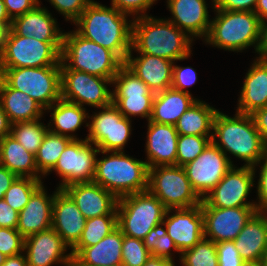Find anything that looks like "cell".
I'll return each instance as SVG.
<instances>
[{
  "instance_id": "obj_1",
  "label": "cell",
  "mask_w": 267,
  "mask_h": 266,
  "mask_svg": "<svg viewBox=\"0 0 267 266\" xmlns=\"http://www.w3.org/2000/svg\"><path fill=\"white\" fill-rule=\"evenodd\" d=\"M126 21V14L115 7L107 8L92 1L75 21L80 27L76 32L111 50L125 62L132 51V24Z\"/></svg>"
},
{
  "instance_id": "obj_2",
  "label": "cell",
  "mask_w": 267,
  "mask_h": 266,
  "mask_svg": "<svg viewBox=\"0 0 267 266\" xmlns=\"http://www.w3.org/2000/svg\"><path fill=\"white\" fill-rule=\"evenodd\" d=\"M184 32L169 20L138 17L132 22V48L170 61L183 60L190 56L192 41Z\"/></svg>"
},
{
  "instance_id": "obj_3",
  "label": "cell",
  "mask_w": 267,
  "mask_h": 266,
  "mask_svg": "<svg viewBox=\"0 0 267 266\" xmlns=\"http://www.w3.org/2000/svg\"><path fill=\"white\" fill-rule=\"evenodd\" d=\"M213 130L222 145L216 142L215 135L212 143L219 147L224 154L231 152L234 156L245 160V166L254 167L259 164L267 153L261 134L257 130L251 115L237 112L234 118L217 111L213 120Z\"/></svg>"
},
{
  "instance_id": "obj_4",
  "label": "cell",
  "mask_w": 267,
  "mask_h": 266,
  "mask_svg": "<svg viewBox=\"0 0 267 266\" xmlns=\"http://www.w3.org/2000/svg\"><path fill=\"white\" fill-rule=\"evenodd\" d=\"M149 167L146 162L136 160L113 151L112 155L96 160L94 183L114 194L118 199L148 190Z\"/></svg>"
},
{
  "instance_id": "obj_5",
  "label": "cell",
  "mask_w": 267,
  "mask_h": 266,
  "mask_svg": "<svg viewBox=\"0 0 267 266\" xmlns=\"http://www.w3.org/2000/svg\"><path fill=\"white\" fill-rule=\"evenodd\" d=\"M60 60L67 69L83 71L111 81L124 65L114 52L85 39L76 31L64 33ZM68 60L70 63L67 65L65 61Z\"/></svg>"
},
{
  "instance_id": "obj_6",
  "label": "cell",
  "mask_w": 267,
  "mask_h": 266,
  "mask_svg": "<svg viewBox=\"0 0 267 266\" xmlns=\"http://www.w3.org/2000/svg\"><path fill=\"white\" fill-rule=\"evenodd\" d=\"M218 16L211 21L206 41L219 48L239 51L255 44L258 52L262 22L252 11L217 10Z\"/></svg>"
},
{
  "instance_id": "obj_7",
  "label": "cell",
  "mask_w": 267,
  "mask_h": 266,
  "mask_svg": "<svg viewBox=\"0 0 267 266\" xmlns=\"http://www.w3.org/2000/svg\"><path fill=\"white\" fill-rule=\"evenodd\" d=\"M117 226L130 237L143 240L156 225L162 224L170 210L149 190L118 199Z\"/></svg>"
},
{
  "instance_id": "obj_8",
  "label": "cell",
  "mask_w": 267,
  "mask_h": 266,
  "mask_svg": "<svg viewBox=\"0 0 267 266\" xmlns=\"http://www.w3.org/2000/svg\"><path fill=\"white\" fill-rule=\"evenodd\" d=\"M0 78L10 88L26 93L45 110L61 98L60 66L0 68Z\"/></svg>"
},
{
  "instance_id": "obj_9",
  "label": "cell",
  "mask_w": 267,
  "mask_h": 266,
  "mask_svg": "<svg viewBox=\"0 0 267 266\" xmlns=\"http://www.w3.org/2000/svg\"><path fill=\"white\" fill-rule=\"evenodd\" d=\"M63 42H43L8 30L0 68L61 66Z\"/></svg>"
},
{
  "instance_id": "obj_10",
  "label": "cell",
  "mask_w": 267,
  "mask_h": 266,
  "mask_svg": "<svg viewBox=\"0 0 267 266\" xmlns=\"http://www.w3.org/2000/svg\"><path fill=\"white\" fill-rule=\"evenodd\" d=\"M159 167L149 168L148 190L167 209L191 208L201 204L202 198L192 188L182 166Z\"/></svg>"
},
{
  "instance_id": "obj_11",
  "label": "cell",
  "mask_w": 267,
  "mask_h": 266,
  "mask_svg": "<svg viewBox=\"0 0 267 266\" xmlns=\"http://www.w3.org/2000/svg\"><path fill=\"white\" fill-rule=\"evenodd\" d=\"M117 84L112 93V104L126 118L140 115L150 120L155 93L148 85L123 65L113 77ZM129 114V115H128Z\"/></svg>"
},
{
  "instance_id": "obj_12",
  "label": "cell",
  "mask_w": 267,
  "mask_h": 266,
  "mask_svg": "<svg viewBox=\"0 0 267 266\" xmlns=\"http://www.w3.org/2000/svg\"><path fill=\"white\" fill-rule=\"evenodd\" d=\"M61 98L82 106V103L102 108L112 103V93L106 83L108 78L94 76L83 71L67 69L61 62ZM78 99L77 101H75Z\"/></svg>"
},
{
  "instance_id": "obj_13",
  "label": "cell",
  "mask_w": 267,
  "mask_h": 266,
  "mask_svg": "<svg viewBox=\"0 0 267 266\" xmlns=\"http://www.w3.org/2000/svg\"><path fill=\"white\" fill-rule=\"evenodd\" d=\"M95 114L89 126L88 142H92L103 154L121 151L130 135V119L124 117L111 103Z\"/></svg>"
},
{
  "instance_id": "obj_14",
  "label": "cell",
  "mask_w": 267,
  "mask_h": 266,
  "mask_svg": "<svg viewBox=\"0 0 267 266\" xmlns=\"http://www.w3.org/2000/svg\"><path fill=\"white\" fill-rule=\"evenodd\" d=\"M91 145L86 139H73L63 150L53 168L63 179L59 189L74 183L93 182L96 153L100 151Z\"/></svg>"
},
{
  "instance_id": "obj_15",
  "label": "cell",
  "mask_w": 267,
  "mask_h": 266,
  "mask_svg": "<svg viewBox=\"0 0 267 266\" xmlns=\"http://www.w3.org/2000/svg\"><path fill=\"white\" fill-rule=\"evenodd\" d=\"M232 166L227 155L211 142L198 157L183 168L192 188L200 198H204Z\"/></svg>"
},
{
  "instance_id": "obj_16",
  "label": "cell",
  "mask_w": 267,
  "mask_h": 266,
  "mask_svg": "<svg viewBox=\"0 0 267 266\" xmlns=\"http://www.w3.org/2000/svg\"><path fill=\"white\" fill-rule=\"evenodd\" d=\"M254 167L243 166L235 169L233 166L209 192L202 198L201 206L217 208L256 207V204L246 203L245 199L253 186Z\"/></svg>"
},
{
  "instance_id": "obj_17",
  "label": "cell",
  "mask_w": 267,
  "mask_h": 266,
  "mask_svg": "<svg viewBox=\"0 0 267 266\" xmlns=\"http://www.w3.org/2000/svg\"><path fill=\"white\" fill-rule=\"evenodd\" d=\"M204 237L210 236L215 243L234 241L247 221L256 212V207L217 208L201 206Z\"/></svg>"
},
{
  "instance_id": "obj_18",
  "label": "cell",
  "mask_w": 267,
  "mask_h": 266,
  "mask_svg": "<svg viewBox=\"0 0 267 266\" xmlns=\"http://www.w3.org/2000/svg\"><path fill=\"white\" fill-rule=\"evenodd\" d=\"M63 190L86 219L101 215H117L118 198L97 183H74Z\"/></svg>"
},
{
  "instance_id": "obj_19",
  "label": "cell",
  "mask_w": 267,
  "mask_h": 266,
  "mask_svg": "<svg viewBox=\"0 0 267 266\" xmlns=\"http://www.w3.org/2000/svg\"><path fill=\"white\" fill-rule=\"evenodd\" d=\"M67 246L52 227L32 234L24 239V250L28 249L27 264L28 266H51L58 261L66 266H72V254L62 255Z\"/></svg>"
},
{
  "instance_id": "obj_20",
  "label": "cell",
  "mask_w": 267,
  "mask_h": 266,
  "mask_svg": "<svg viewBox=\"0 0 267 266\" xmlns=\"http://www.w3.org/2000/svg\"><path fill=\"white\" fill-rule=\"evenodd\" d=\"M167 234L174 241L178 251L194 247L204 238L203 214L201 204L191 208H178L176 214L163 220Z\"/></svg>"
},
{
  "instance_id": "obj_21",
  "label": "cell",
  "mask_w": 267,
  "mask_h": 266,
  "mask_svg": "<svg viewBox=\"0 0 267 266\" xmlns=\"http://www.w3.org/2000/svg\"><path fill=\"white\" fill-rule=\"evenodd\" d=\"M57 190L54 194L51 227L73 248L81 238L86 218L63 189Z\"/></svg>"
},
{
  "instance_id": "obj_22",
  "label": "cell",
  "mask_w": 267,
  "mask_h": 266,
  "mask_svg": "<svg viewBox=\"0 0 267 266\" xmlns=\"http://www.w3.org/2000/svg\"><path fill=\"white\" fill-rule=\"evenodd\" d=\"M173 62L154 55L141 54L132 58L131 51L127 55L124 65L137 77L145 82L149 89L156 93L172 86Z\"/></svg>"
},
{
  "instance_id": "obj_23",
  "label": "cell",
  "mask_w": 267,
  "mask_h": 266,
  "mask_svg": "<svg viewBox=\"0 0 267 266\" xmlns=\"http://www.w3.org/2000/svg\"><path fill=\"white\" fill-rule=\"evenodd\" d=\"M146 151L148 167L176 165L179 134L173 125L159 124L149 120Z\"/></svg>"
},
{
  "instance_id": "obj_24",
  "label": "cell",
  "mask_w": 267,
  "mask_h": 266,
  "mask_svg": "<svg viewBox=\"0 0 267 266\" xmlns=\"http://www.w3.org/2000/svg\"><path fill=\"white\" fill-rule=\"evenodd\" d=\"M53 197H47L41 185L19 212L17 230L26 238L52 226Z\"/></svg>"
},
{
  "instance_id": "obj_25",
  "label": "cell",
  "mask_w": 267,
  "mask_h": 266,
  "mask_svg": "<svg viewBox=\"0 0 267 266\" xmlns=\"http://www.w3.org/2000/svg\"><path fill=\"white\" fill-rule=\"evenodd\" d=\"M10 29L19 36H29L43 42H63V33L46 9L37 5L33 10L12 19Z\"/></svg>"
},
{
  "instance_id": "obj_26",
  "label": "cell",
  "mask_w": 267,
  "mask_h": 266,
  "mask_svg": "<svg viewBox=\"0 0 267 266\" xmlns=\"http://www.w3.org/2000/svg\"><path fill=\"white\" fill-rule=\"evenodd\" d=\"M256 211L235 240L241 259L261 263L267 251V217Z\"/></svg>"
},
{
  "instance_id": "obj_27",
  "label": "cell",
  "mask_w": 267,
  "mask_h": 266,
  "mask_svg": "<svg viewBox=\"0 0 267 266\" xmlns=\"http://www.w3.org/2000/svg\"><path fill=\"white\" fill-rule=\"evenodd\" d=\"M123 233L117 227L96 245L83 247L72 266H110L122 264Z\"/></svg>"
},
{
  "instance_id": "obj_28",
  "label": "cell",
  "mask_w": 267,
  "mask_h": 266,
  "mask_svg": "<svg viewBox=\"0 0 267 266\" xmlns=\"http://www.w3.org/2000/svg\"><path fill=\"white\" fill-rule=\"evenodd\" d=\"M167 3L174 16V20H169L171 23L193 36L207 37L211 22L204 0H168Z\"/></svg>"
},
{
  "instance_id": "obj_29",
  "label": "cell",
  "mask_w": 267,
  "mask_h": 266,
  "mask_svg": "<svg viewBox=\"0 0 267 266\" xmlns=\"http://www.w3.org/2000/svg\"><path fill=\"white\" fill-rule=\"evenodd\" d=\"M266 106L267 61L258 59L246 75L237 112L250 115Z\"/></svg>"
},
{
  "instance_id": "obj_30",
  "label": "cell",
  "mask_w": 267,
  "mask_h": 266,
  "mask_svg": "<svg viewBox=\"0 0 267 266\" xmlns=\"http://www.w3.org/2000/svg\"><path fill=\"white\" fill-rule=\"evenodd\" d=\"M195 101L190 93L182 92L172 87L156 93L150 121L175 126L180 116Z\"/></svg>"
},
{
  "instance_id": "obj_31",
  "label": "cell",
  "mask_w": 267,
  "mask_h": 266,
  "mask_svg": "<svg viewBox=\"0 0 267 266\" xmlns=\"http://www.w3.org/2000/svg\"><path fill=\"white\" fill-rule=\"evenodd\" d=\"M0 104L11 124L39 119L44 108L33 98L10 88L0 78Z\"/></svg>"
},
{
  "instance_id": "obj_32",
  "label": "cell",
  "mask_w": 267,
  "mask_h": 266,
  "mask_svg": "<svg viewBox=\"0 0 267 266\" xmlns=\"http://www.w3.org/2000/svg\"><path fill=\"white\" fill-rule=\"evenodd\" d=\"M2 165L17 177H28L40 180L35 155L27 151L12 135L0 141ZM29 172V173H27ZM36 172V173H35Z\"/></svg>"
},
{
  "instance_id": "obj_33",
  "label": "cell",
  "mask_w": 267,
  "mask_h": 266,
  "mask_svg": "<svg viewBox=\"0 0 267 266\" xmlns=\"http://www.w3.org/2000/svg\"><path fill=\"white\" fill-rule=\"evenodd\" d=\"M218 110L196 100L178 119L175 128L179 135L213 136V120ZM208 134V135H207Z\"/></svg>"
},
{
  "instance_id": "obj_34",
  "label": "cell",
  "mask_w": 267,
  "mask_h": 266,
  "mask_svg": "<svg viewBox=\"0 0 267 266\" xmlns=\"http://www.w3.org/2000/svg\"><path fill=\"white\" fill-rule=\"evenodd\" d=\"M56 102L57 104L55 106L51 105L47 109H54L51 114L57 130H50V128H48L49 131L59 135L69 136L72 139H77L74 138V136L65 134V132H74L80 127L84 119L87 117L85 108L62 98Z\"/></svg>"
},
{
  "instance_id": "obj_35",
  "label": "cell",
  "mask_w": 267,
  "mask_h": 266,
  "mask_svg": "<svg viewBox=\"0 0 267 266\" xmlns=\"http://www.w3.org/2000/svg\"><path fill=\"white\" fill-rule=\"evenodd\" d=\"M72 140L69 136L59 135L48 130L35 154L38 172L46 174L52 171L61 153Z\"/></svg>"
},
{
  "instance_id": "obj_36",
  "label": "cell",
  "mask_w": 267,
  "mask_h": 266,
  "mask_svg": "<svg viewBox=\"0 0 267 266\" xmlns=\"http://www.w3.org/2000/svg\"><path fill=\"white\" fill-rule=\"evenodd\" d=\"M117 215H101L86 219L85 228L78 243L72 248L74 257L83 247L96 245L117 228Z\"/></svg>"
},
{
  "instance_id": "obj_37",
  "label": "cell",
  "mask_w": 267,
  "mask_h": 266,
  "mask_svg": "<svg viewBox=\"0 0 267 266\" xmlns=\"http://www.w3.org/2000/svg\"><path fill=\"white\" fill-rule=\"evenodd\" d=\"M49 129L38 119L11 124V134L27 151L37 153Z\"/></svg>"
},
{
  "instance_id": "obj_38",
  "label": "cell",
  "mask_w": 267,
  "mask_h": 266,
  "mask_svg": "<svg viewBox=\"0 0 267 266\" xmlns=\"http://www.w3.org/2000/svg\"><path fill=\"white\" fill-rule=\"evenodd\" d=\"M42 185L41 180L17 177L4 195V200L14 210L20 212L28 203L32 194Z\"/></svg>"
},
{
  "instance_id": "obj_39",
  "label": "cell",
  "mask_w": 267,
  "mask_h": 266,
  "mask_svg": "<svg viewBox=\"0 0 267 266\" xmlns=\"http://www.w3.org/2000/svg\"><path fill=\"white\" fill-rule=\"evenodd\" d=\"M181 254L184 266H219L216 243L206 237Z\"/></svg>"
},
{
  "instance_id": "obj_40",
  "label": "cell",
  "mask_w": 267,
  "mask_h": 266,
  "mask_svg": "<svg viewBox=\"0 0 267 266\" xmlns=\"http://www.w3.org/2000/svg\"><path fill=\"white\" fill-rule=\"evenodd\" d=\"M212 142V136L179 135L176 165L184 166L198 157Z\"/></svg>"
},
{
  "instance_id": "obj_41",
  "label": "cell",
  "mask_w": 267,
  "mask_h": 266,
  "mask_svg": "<svg viewBox=\"0 0 267 266\" xmlns=\"http://www.w3.org/2000/svg\"><path fill=\"white\" fill-rule=\"evenodd\" d=\"M159 224L156 225L143 239L146 249L151 256L172 259L170 248L178 251L174 241L167 234V229H163Z\"/></svg>"
},
{
  "instance_id": "obj_42",
  "label": "cell",
  "mask_w": 267,
  "mask_h": 266,
  "mask_svg": "<svg viewBox=\"0 0 267 266\" xmlns=\"http://www.w3.org/2000/svg\"><path fill=\"white\" fill-rule=\"evenodd\" d=\"M121 250L123 266H143L151 256L143 240L127 235H123Z\"/></svg>"
},
{
  "instance_id": "obj_43",
  "label": "cell",
  "mask_w": 267,
  "mask_h": 266,
  "mask_svg": "<svg viewBox=\"0 0 267 266\" xmlns=\"http://www.w3.org/2000/svg\"><path fill=\"white\" fill-rule=\"evenodd\" d=\"M24 239L17 229L0 227V253L6 257L19 255L24 251Z\"/></svg>"
},
{
  "instance_id": "obj_44",
  "label": "cell",
  "mask_w": 267,
  "mask_h": 266,
  "mask_svg": "<svg viewBox=\"0 0 267 266\" xmlns=\"http://www.w3.org/2000/svg\"><path fill=\"white\" fill-rule=\"evenodd\" d=\"M219 266H240L243 262L233 241L216 243Z\"/></svg>"
},
{
  "instance_id": "obj_45",
  "label": "cell",
  "mask_w": 267,
  "mask_h": 266,
  "mask_svg": "<svg viewBox=\"0 0 267 266\" xmlns=\"http://www.w3.org/2000/svg\"><path fill=\"white\" fill-rule=\"evenodd\" d=\"M51 4L66 16V19L75 22L86 7L92 2L91 0H50Z\"/></svg>"
},
{
  "instance_id": "obj_46",
  "label": "cell",
  "mask_w": 267,
  "mask_h": 266,
  "mask_svg": "<svg viewBox=\"0 0 267 266\" xmlns=\"http://www.w3.org/2000/svg\"><path fill=\"white\" fill-rule=\"evenodd\" d=\"M197 76L196 72L193 68L186 67L181 68L179 66H173V74H172V88L187 92L189 91L183 90L184 87L193 85L196 82Z\"/></svg>"
},
{
  "instance_id": "obj_47",
  "label": "cell",
  "mask_w": 267,
  "mask_h": 266,
  "mask_svg": "<svg viewBox=\"0 0 267 266\" xmlns=\"http://www.w3.org/2000/svg\"><path fill=\"white\" fill-rule=\"evenodd\" d=\"M155 0H112V7L124 14L144 12Z\"/></svg>"
},
{
  "instance_id": "obj_48",
  "label": "cell",
  "mask_w": 267,
  "mask_h": 266,
  "mask_svg": "<svg viewBox=\"0 0 267 266\" xmlns=\"http://www.w3.org/2000/svg\"><path fill=\"white\" fill-rule=\"evenodd\" d=\"M216 10L227 11H252L257 4V0H213ZM254 6V7H253Z\"/></svg>"
},
{
  "instance_id": "obj_49",
  "label": "cell",
  "mask_w": 267,
  "mask_h": 266,
  "mask_svg": "<svg viewBox=\"0 0 267 266\" xmlns=\"http://www.w3.org/2000/svg\"><path fill=\"white\" fill-rule=\"evenodd\" d=\"M3 1L5 4L7 14L11 19L33 10L39 3L38 0H3Z\"/></svg>"
},
{
  "instance_id": "obj_50",
  "label": "cell",
  "mask_w": 267,
  "mask_h": 266,
  "mask_svg": "<svg viewBox=\"0 0 267 266\" xmlns=\"http://www.w3.org/2000/svg\"><path fill=\"white\" fill-rule=\"evenodd\" d=\"M19 212L14 210L4 199H0V227L16 229Z\"/></svg>"
},
{
  "instance_id": "obj_51",
  "label": "cell",
  "mask_w": 267,
  "mask_h": 266,
  "mask_svg": "<svg viewBox=\"0 0 267 266\" xmlns=\"http://www.w3.org/2000/svg\"><path fill=\"white\" fill-rule=\"evenodd\" d=\"M261 160H265V163L260 170L261 173L257 188L260 202L259 205L256 204V211L264 213V210L265 212L267 211V153Z\"/></svg>"
},
{
  "instance_id": "obj_52",
  "label": "cell",
  "mask_w": 267,
  "mask_h": 266,
  "mask_svg": "<svg viewBox=\"0 0 267 266\" xmlns=\"http://www.w3.org/2000/svg\"><path fill=\"white\" fill-rule=\"evenodd\" d=\"M257 130L261 134L263 143L267 147V106L250 114Z\"/></svg>"
},
{
  "instance_id": "obj_53",
  "label": "cell",
  "mask_w": 267,
  "mask_h": 266,
  "mask_svg": "<svg viewBox=\"0 0 267 266\" xmlns=\"http://www.w3.org/2000/svg\"><path fill=\"white\" fill-rule=\"evenodd\" d=\"M16 178L17 176L13 172L3 165L0 166V199L4 198L6 191Z\"/></svg>"
},
{
  "instance_id": "obj_54",
  "label": "cell",
  "mask_w": 267,
  "mask_h": 266,
  "mask_svg": "<svg viewBox=\"0 0 267 266\" xmlns=\"http://www.w3.org/2000/svg\"><path fill=\"white\" fill-rule=\"evenodd\" d=\"M11 134V123L5 113L2 105L0 104V141Z\"/></svg>"
},
{
  "instance_id": "obj_55",
  "label": "cell",
  "mask_w": 267,
  "mask_h": 266,
  "mask_svg": "<svg viewBox=\"0 0 267 266\" xmlns=\"http://www.w3.org/2000/svg\"><path fill=\"white\" fill-rule=\"evenodd\" d=\"M258 53L261 54V60L267 61V24L262 23L261 42L258 49Z\"/></svg>"
},
{
  "instance_id": "obj_56",
  "label": "cell",
  "mask_w": 267,
  "mask_h": 266,
  "mask_svg": "<svg viewBox=\"0 0 267 266\" xmlns=\"http://www.w3.org/2000/svg\"><path fill=\"white\" fill-rule=\"evenodd\" d=\"M143 266H174L173 259L150 256Z\"/></svg>"
},
{
  "instance_id": "obj_57",
  "label": "cell",
  "mask_w": 267,
  "mask_h": 266,
  "mask_svg": "<svg viewBox=\"0 0 267 266\" xmlns=\"http://www.w3.org/2000/svg\"><path fill=\"white\" fill-rule=\"evenodd\" d=\"M254 13L258 16L262 23L267 19V0H257Z\"/></svg>"
},
{
  "instance_id": "obj_58",
  "label": "cell",
  "mask_w": 267,
  "mask_h": 266,
  "mask_svg": "<svg viewBox=\"0 0 267 266\" xmlns=\"http://www.w3.org/2000/svg\"><path fill=\"white\" fill-rule=\"evenodd\" d=\"M2 266H28L25 256L21 254L11 257H6Z\"/></svg>"
},
{
  "instance_id": "obj_59",
  "label": "cell",
  "mask_w": 267,
  "mask_h": 266,
  "mask_svg": "<svg viewBox=\"0 0 267 266\" xmlns=\"http://www.w3.org/2000/svg\"><path fill=\"white\" fill-rule=\"evenodd\" d=\"M11 24H0V57L2 56L5 40Z\"/></svg>"
},
{
  "instance_id": "obj_60",
  "label": "cell",
  "mask_w": 267,
  "mask_h": 266,
  "mask_svg": "<svg viewBox=\"0 0 267 266\" xmlns=\"http://www.w3.org/2000/svg\"><path fill=\"white\" fill-rule=\"evenodd\" d=\"M12 19L7 14L3 0H0V24H11Z\"/></svg>"
},
{
  "instance_id": "obj_61",
  "label": "cell",
  "mask_w": 267,
  "mask_h": 266,
  "mask_svg": "<svg viewBox=\"0 0 267 266\" xmlns=\"http://www.w3.org/2000/svg\"><path fill=\"white\" fill-rule=\"evenodd\" d=\"M240 266H261V263L243 261Z\"/></svg>"
},
{
  "instance_id": "obj_62",
  "label": "cell",
  "mask_w": 267,
  "mask_h": 266,
  "mask_svg": "<svg viewBox=\"0 0 267 266\" xmlns=\"http://www.w3.org/2000/svg\"><path fill=\"white\" fill-rule=\"evenodd\" d=\"M6 256L2 253H0V266H2L5 262Z\"/></svg>"
},
{
  "instance_id": "obj_63",
  "label": "cell",
  "mask_w": 267,
  "mask_h": 266,
  "mask_svg": "<svg viewBox=\"0 0 267 266\" xmlns=\"http://www.w3.org/2000/svg\"><path fill=\"white\" fill-rule=\"evenodd\" d=\"M261 266H267V251L266 254L264 255V258L262 259Z\"/></svg>"
},
{
  "instance_id": "obj_64",
  "label": "cell",
  "mask_w": 267,
  "mask_h": 266,
  "mask_svg": "<svg viewBox=\"0 0 267 266\" xmlns=\"http://www.w3.org/2000/svg\"><path fill=\"white\" fill-rule=\"evenodd\" d=\"M0 166H2L1 149H0Z\"/></svg>"
},
{
  "instance_id": "obj_65",
  "label": "cell",
  "mask_w": 267,
  "mask_h": 266,
  "mask_svg": "<svg viewBox=\"0 0 267 266\" xmlns=\"http://www.w3.org/2000/svg\"><path fill=\"white\" fill-rule=\"evenodd\" d=\"M110 266H123L122 264H119V265H110Z\"/></svg>"
}]
</instances>
